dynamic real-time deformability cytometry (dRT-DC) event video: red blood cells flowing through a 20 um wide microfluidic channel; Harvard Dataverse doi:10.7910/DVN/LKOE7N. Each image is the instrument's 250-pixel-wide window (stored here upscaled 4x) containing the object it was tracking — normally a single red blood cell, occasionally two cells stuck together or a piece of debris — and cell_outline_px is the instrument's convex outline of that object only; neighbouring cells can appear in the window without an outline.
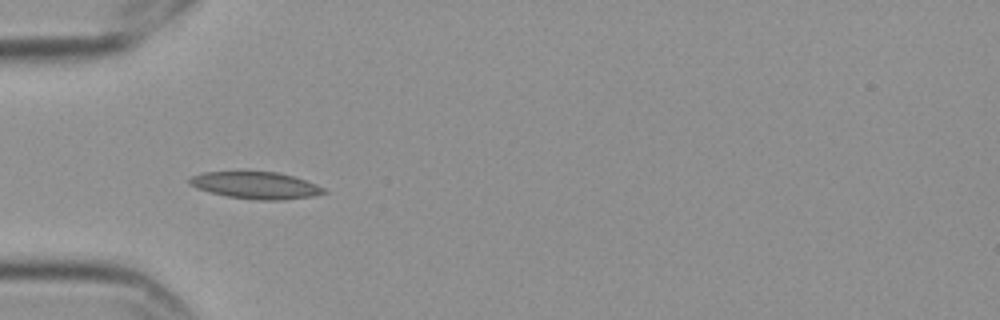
{"species": "Egyptian fruit bat (a non-hibernating species)", "species_latin": "Rousettus aegyptiacus", "temperature_condition": "cold", "stored_images_in_passage": 40, "camera_frame_rate_fps": 3000, "um_per_image_px": 0.085, "frame": {"image": 1, "passage_image": 1, "time_ms": 0.0, "image_size_px": [1000, 320], "cell_outline_px": [[328, 192], [312, 196], [280, 200], [256, 200], [228, 196], [208, 192], [196, 188], [188, 184], [188, 176], [204, 172], [276, 172], [292, 176], [316, 184], [324, 188]], "centroid_in_image_um": [21.68, 15.75], "position_along_channel_um": 63.3, "area_um2": 21.04}}
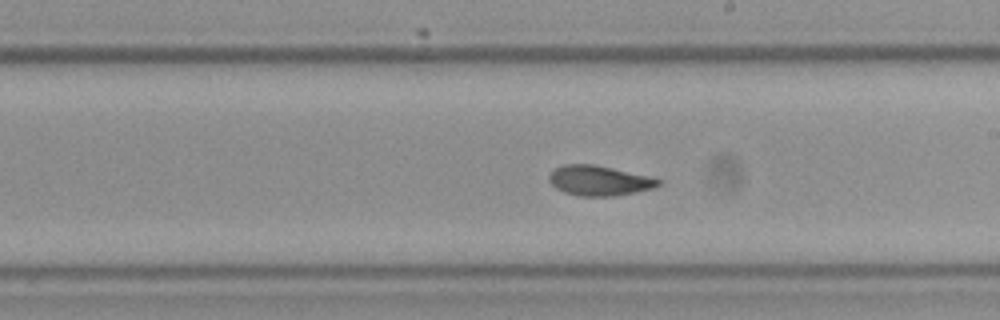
{"frame": {"image": 2, "passage_image": 16, "time_ms": 5.0, "image_size_px": [1000, 320], "cell_outline_px": [[664, 180], [660, 184], [652, 188], [636, 192], [612, 196], [580, 196], [564, 192], [556, 188], [548, 180], [548, 176], [556, 168], [564, 164], [596, 164], [648, 176]], "centroid_in_image_um": [50.93, 15.34], "position_along_channel_um": 238.1, "area_um2": 19.07}}
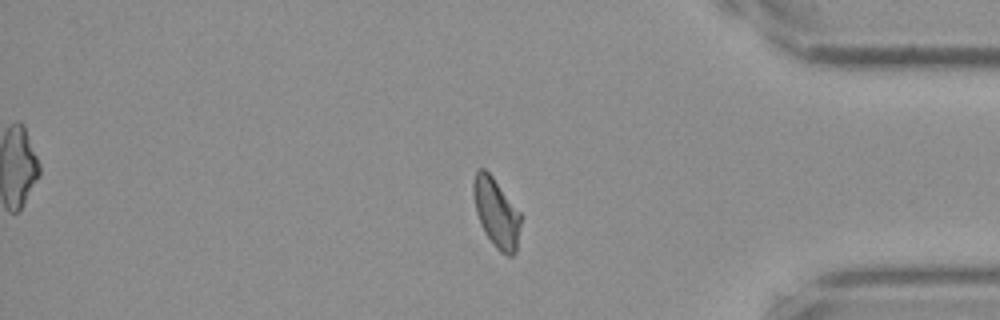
{"frame": {"image": 3, "passage_image": 31, "time_ms": 10.0, "image_size_px": [1000, 320], "cell_outline_px": [[520, 224], [516, 252], [512, 256], [508, 256], [500, 252], [496, 248], [484, 232], [480, 224], [476, 212], [472, 192], [472, 184], [476, 172], [480, 168], [484, 168], [492, 176], [520, 212]], "centroid_in_image_um": [42.17, 18.1], "position_along_channel_um": 393.0, "area_um2": 18.96}, "authors_computed_cell_mechanics": {"area_um2": 19.3052, "velocity_mm_per_s": 3.5305, "shape_relaxation_time_tau1_ms": 9.2351, "shape_relaxation_time_tau2_ms": 2.2105, "deformation_change_tau1": 0.1872, "deformation_change_tau2": 0.0738}}